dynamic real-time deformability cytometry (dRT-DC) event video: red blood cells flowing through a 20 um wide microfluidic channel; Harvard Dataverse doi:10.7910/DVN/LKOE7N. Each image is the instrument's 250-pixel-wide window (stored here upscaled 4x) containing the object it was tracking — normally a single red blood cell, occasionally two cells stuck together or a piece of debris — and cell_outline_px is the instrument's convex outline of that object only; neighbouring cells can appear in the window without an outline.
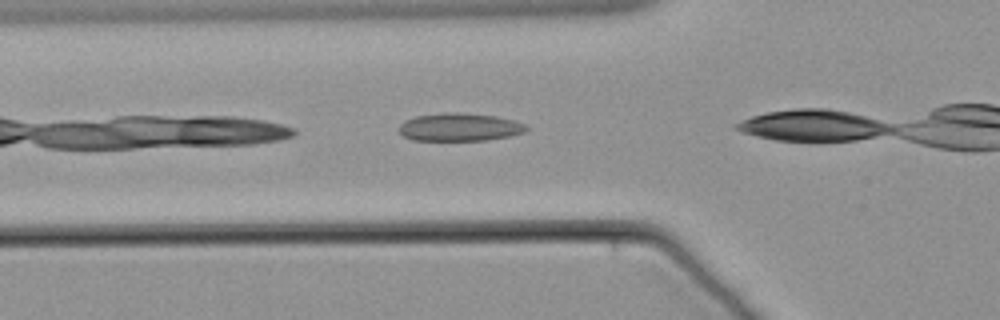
{"species": "common noctule bat (a hibernating species)", "species_latin": "Nyctalus noctula", "temperature_condition": "warm", "stored_images_in_passage": 22, "camera_frame_rate_fps": 3000, "um_per_image_px": 0.085, "animal": {"sex": "male", "body_mass_g": 21.5, "forearm_length_mm": 52.0}, "frame": {"image": 1, "passage_image": 4, "time_ms": 1.0, "image_size_px": [1000, 320], "cell_outline_px": [[528, 128], [524, 132], [508, 136], [484, 140], [412, 140], [404, 136], [400, 132], [400, 124], [404, 120], [416, 116], [444, 112], [456, 112], [496, 116], [512, 120], [524, 124]], "centroid_in_image_um": [39.03, 10.8], "position_along_channel_um": 86.8, "area_um2": 20.52}}
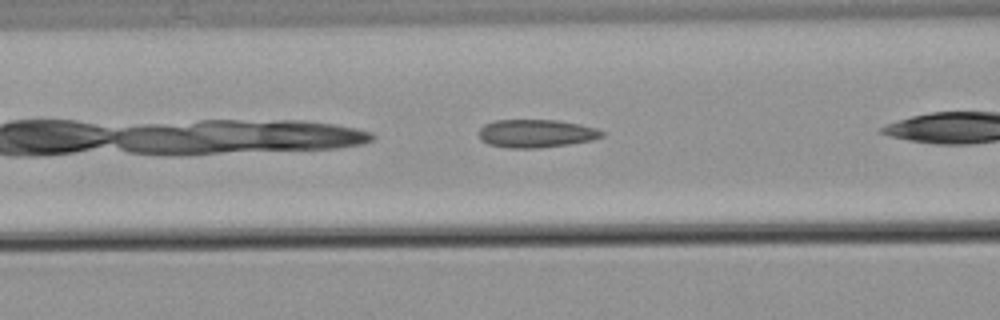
{"frame": {"image": 2, "passage_image": 7, "time_ms": 2.0, "image_size_px": [1000, 320], "cell_outline_px": [[604, 136], [592, 140], [568, 144], [540, 148], [508, 148], [488, 144], [480, 140], [480, 128], [484, 124], [496, 120], [560, 120], [580, 124], [596, 128], [604, 132]], "centroid_in_image_um": [45.57, 11.34], "position_along_channel_um": 121.0, "area_um2": 20.23}}
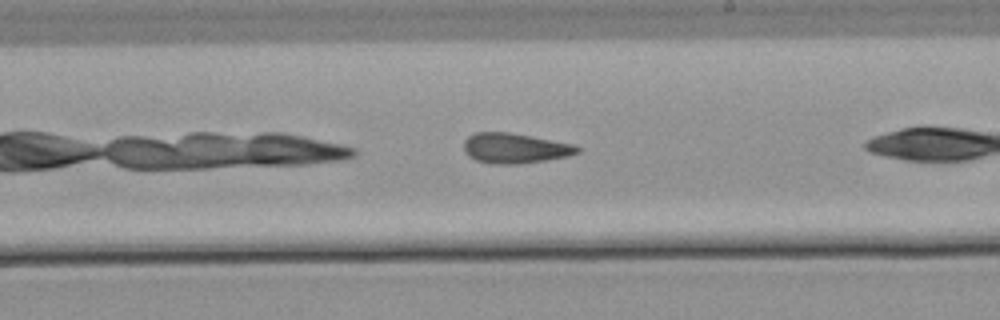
{"frame": {"image": 3, "passage_image": 18, "time_ms": 5.667, "image_size_px": [1000, 320], "cell_outline_px": [[580, 152], [568, 156], [520, 164], [488, 164], [476, 160], [468, 156], [464, 152], [464, 140], [468, 136], [476, 132], [508, 132], [532, 136], [572, 144], [580, 148]], "centroid_in_image_um": [43.72, 12.6], "position_along_channel_um": 245.3, "area_um2": 20.0}}